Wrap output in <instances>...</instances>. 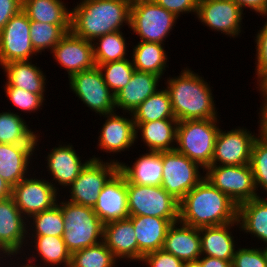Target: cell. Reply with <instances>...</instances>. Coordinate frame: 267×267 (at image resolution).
Here are the masks:
<instances>
[{
  "label": "cell",
  "mask_w": 267,
  "mask_h": 267,
  "mask_svg": "<svg viewBox=\"0 0 267 267\" xmlns=\"http://www.w3.org/2000/svg\"><path fill=\"white\" fill-rule=\"evenodd\" d=\"M170 96L172 110L178 121L221 119L214 103V96L202 75L191 68H184L179 75L164 80Z\"/></svg>",
  "instance_id": "obj_1"
},
{
  "label": "cell",
  "mask_w": 267,
  "mask_h": 267,
  "mask_svg": "<svg viewBox=\"0 0 267 267\" xmlns=\"http://www.w3.org/2000/svg\"><path fill=\"white\" fill-rule=\"evenodd\" d=\"M238 205L206 178L179 201V222L195 228L237 221Z\"/></svg>",
  "instance_id": "obj_2"
},
{
  "label": "cell",
  "mask_w": 267,
  "mask_h": 267,
  "mask_svg": "<svg viewBox=\"0 0 267 267\" xmlns=\"http://www.w3.org/2000/svg\"><path fill=\"white\" fill-rule=\"evenodd\" d=\"M79 2V3H78ZM71 8V31L87 41L130 28L132 0H80ZM125 23V24H124Z\"/></svg>",
  "instance_id": "obj_3"
},
{
  "label": "cell",
  "mask_w": 267,
  "mask_h": 267,
  "mask_svg": "<svg viewBox=\"0 0 267 267\" xmlns=\"http://www.w3.org/2000/svg\"><path fill=\"white\" fill-rule=\"evenodd\" d=\"M219 121V119L183 120L177 124L175 150L199 164L203 168V173L211 166L215 139L220 129Z\"/></svg>",
  "instance_id": "obj_4"
},
{
  "label": "cell",
  "mask_w": 267,
  "mask_h": 267,
  "mask_svg": "<svg viewBox=\"0 0 267 267\" xmlns=\"http://www.w3.org/2000/svg\"><path fill=\"white\" fill-rule=\"evenodd\" d=\"M61 211L64 219L63 239L71 253L103 241L104 224L93 208L63 199Z\"/></svg>",
  "instance_id": "obj_5"
},
{
  "label": "cell",
  "mask_w": 267,
  "mask_h": 267,
  "mask_svg": "<svg viewBox=\"0 0 267 267\" xmlns=\"http://www.w3.org/2000/svg\"><path fill=\"white\" fill-rule=\"evenodd\" d=\"M178 19L154 0H132L130 31L140 41L165 44Z\"/></svg>",
  "instance_id": "obj_6"
},
{
  "label": "cell",
  "mask_w": 267,
  "mask_h": 267,
  "mask_svg": "<svg viewBox=\"0 0 267 267\" xmlns=\"http://www.w3.org/2000/svg\"><path fill=\"white\" fill-rule=\"evenodd\" d=\"M78 177L67 188L70 195L67 201L93 208L98 196L108 180L119 170L120 161L116 158L100 159L93 155Z\"/></svg>",
  "instance_id": "obj_7"
},
{
  "label": "cell",
  "mask_w": 267,
  "mask_h": 267,
  "mask_svg": "<svg viewBox=\"0 0 267 267\" xmlns=\"http://www.w3.org/2000/svg\"><path fill=\"white\" fill-rule=\"evenodd\" d=\"M130 216L179 219V201L161 186L136 185L127 181Z\"/></svg>",
  "instance_id": "obj_8"
},
{
  "label": "cell",
  "mask_w": 267,
  "mask_h": 267,
  "mask_svg": "<svg viewBox=\"0 0 267 267\" xmlns=\"http://www.w3.org/2000/svg\"><path fill=\"white\" fill-rule=\"evenodd\" d=\"M204 175L213 187L228 195L237 205L260 196L250 164L211 165L204 170Z\"/></svg>",
  "instance_id": "obj_9"
},
{
  "label": "cell",
  "mask_w": 267,
  "mask_h": 267,
  "mask_svg": "<svg viewBox=\"0 0 267 267\" xmlns=\"http://www.w3.org/2000/svg\"><path fill=\"white\" fill-rule=\"evenodd\" d=\"M200 169L203 168L199 164L177 150L163 151L161 187L180 201L205 178Z\"/></svg>",
  "instance_id": "obj_10"
},
{
  "label": "cell",
  "mask_w": 267,
  "mask_h": 267,
  "mask_svg": "<svg viewBox=\"0 0 267 267\" xmlns=\"http://www.w3.org/2000/svg\"><path fill=\"white\" fill-rule=\"evenodd\" d=\"M69 89L97 115L109 114L115 109V95L103 80L98 66L71 75Z\"/></svg>",
  "instance_id": "obj_11"
},
{
  "label": "cell",
  "mask_w": 267,
  "mask_h": 267,
  "mask_svg": "<svg viewBox=\"0 0 267 267\" xmlns=\"http://www.w3.org/2000/svg\"><path fill=\"white\" fill-rule=\"evenodd\" d=\"M33 175L36 174L33 172L31 176L29 173V177H25L12 187L11 197L26 219L36 213L53 208L61 200L59 192L49 182L50 179Z\"/></svg>",
  "instance_id": "obj_12"
},
{
  "label": "cell",
  "mask_w": 267,
  "mask_h": 267,
  "mask_svg": "<svg viewBox=\"0 0 267 267\" xmlns=\"http://www.w3.org/2000/svg\"><path fill=\"white\" fill-rule=\"evenodd\" d=\"M30 19L20 10L0 31V66L13 61H29L37 56L31 43Z\"/></svg>",
  "instance_id": "obj_13"
},
{
  "label": "cell",
  "mask_w": 267,
  "mask_h": 267,
  "mask_svg": "<svg viewBox=\"0 0 267 267\" xmlns=\"http://www.w3.org/2000/svg\"><path fill=\"white\" fill-rule=\"evenodd\" d=\"M243 13L233 0H198L195 17L212 31L235 38L243 32Z\"/></svg>",
  "instance_id": "obj_14"
},
{
  "label": "cell",
  "mask_w": 267,
  "mask_h": 267,
  "mask_svg": "<svg viewBox=\"0 0 267 267\" xmlns=\"http://www.w3.org/2000/svg\"><path fill=\"white\" fill-rule=\"evenodd\" d=\"M258 135L259 132L252 133L246 127L237 126L229 131L220 128L215 139L211 165L250 164L252 145Z\"/></svg>",
  "instance_id": "obj_15"
},
{
  "label": "cell",
  "mask_w": 267,
  "mask_h": 267,
  "mask_svg": "<svg viewBox=\"0 0 267 267\" xmlns=\"http://www.w3.org/2000/svg\"><path fill=\"white\" fill-rule=\"evenodd\" d=\"M26 244L27 219L12 197L0 200V247L9 256L22 257Z\"/></svg>",
  "instance_id": "obj_16"
},
{
  "label": "cell",
  "mask_w": 267,
  "mask_h": 267,
  "mask_svg": "<svg viewBox=\"0 0 267 267\" xmlns=\"http://www.w3.org/2000/svg\"><path fill=\"white\" fill-rule=\"evenodd\" d=\"M53 58L68 74V78L78 72L96 66L93 43L67 32L51 51Z\"/></svg>",
  "instance_id": "obj_17"
},
{
  "label": "cell",
  "mask_w": 267,
  "mask_h": 267,
  "mask_svg": "<svg viewBox=\"0 0 267 267\" xmlns=\"http://www.w3.org/2000/svg\"><path fill=\"white\" fill-rule=\"evenodd\" d=\"M129 115H118L116 111L100 115V118L101 116L105 118L98 134L97 146L100 151L109 153L111 157L115 153L130 151L129 149L136 142V133L132 113Z\"/></svg>",
  "instance_id": "obj_18"
},
{
  "label": "cell",
  "mask_w": 267,
  "mask_h": 267,
  "mask_svg": "<svg viewBox=\"0 0 267 267\" xmlns=\"http://www.w3.org/2000/svg\"><path fill=\"white\" fill-rule=\"evenodd\" d=\"M62 144H58V147H53L50 149V152H47V156L45 155L47 164L46 172L48 171L52 179L50 183L59 193L60 189H66L72 184L81 173L82 169L92 159L90 157L84 161L80 158L81 156L76 153L72 144ZM56 184L60 186V189Z\"/></svg>",
  "instance_id": "obj_19"
},
{
  "label": "cell",
  "mask_w": 267,
  "mask_h": 267,
  "mask_svg": "<svg viewBox=\"0 0 267 267\" xmlns=\"http://www.w3.org/2000/svg\"><path fill=\"white\" fill-rule=\"evenodd\" d=\"M93 210L103 224L129 218L127 180L119 170L103 187Z\"/></svg>",
  "instance_id": "obj_20"
},
{
  "label": "cell",
  "mask_w": 267,
  "mask_h": 267,
  "mask_svg": "<svg viewBox=\"0 0 267 267\" xmlns=\"http://www.w3.org/2000/svg\"><path fill=\"white\" fill-rule=\"evenodd\" d=\"M40 135L36 144H3L0 143V176L12 187L29 176L33 156L38 150ZM31 161V162H30ZM31 163V164H30ZM30 167V170H29Z\"/></svg>",
  "instance_id": "obj_21"
},
{
  "label": "cell",
  "mask_w": 267,
  "mask_h": 267,
  "mask_svg": "<svg viewBox=\"0 0 267 267\" xmlns=\"http://www.w3.org/2000/svg\"><path fill=\"white\" fill-rule=\"evenodd\" d=\"M27 246L29 248L31 247L30 248L31 250L33 249L34 250L30 251V249ZM26 248L29 251L25 250L24 253L22 254L24 257V255H26L25 252H27L28 257L26 255L25 256L26 258L23 259H26L25 261L31 264L34 263V265L38 267H55V266L59 267L61 264L63 267H69L70 265L71 252L67 249L63 237L52 236V235L49 236L27 235ZM31 252L33 254H31Z\"/></svg>",
  "instance_id": "obj_22"
},
{
  "label": "cell",
  "mask_w": 267,
  "mask_h": 267,
  "mask_svg": "<svg viewBox=\"0 0 267 267\" xmlns=\"http://www.w3.org/2000/svg\"><path fill=\"white\" fill-rule=\"evenodd\" d=\"M135 236L130 218L104 224L103 242L119 262H138V242Z\"/></svg>",
  "instance_id": "obj_23"
},
{
  "label": "cell",
  "mask_w": 267,
  "mask_h": 267,
  "mask_svg": "<svg viewBox=\"0 0 267 267\" xmlns=\"http://www.w3.org/2000/svg\"><path fill=\"white\" fill-rule=\"evenodd\" d=\"M162 249L183 262L199 259L202 256L199 228L179 221L172 223L167 230Z\"/></svg>",
  "instance_id": "obj_24"
},
{
  "label": "cell",
  "mask_w": 267,
  "mask_h": 267,
  "mask_svg": "<svg viewBox=\"0 0 267 267\" xmlns=\"http://www.w3.org/2000/svg\"><path fill=\"white\" fill-rule=\"evenodd\" d=\"M138 242V263L145 254L162 249L166 233L172 223L179 219H164L153 216H129Z\"/></svg>",
  "instance_id": "obj_25"
},
{
  "label": "cell",
  "mask_w": 267,
  "mask_h": 267,
  "mask_svg": "<svg viewBox=\"0 0 267 267\" xmlns=\"http://www.w3.org/2000/svg\"><path fill=\"white\" fill-rule=\"evenodd\" d=\"M161 79L155 74L135 70L129 83L115 95L116 111L122 109L123 115L133 113L142 102L158 90Z\"/></svg>",
  "instance_id": "obj_26"
},
{
  "label": "cell",
  "mask_w": 267,
  "mask_h": 267,
  "mask_svg": "<svg viewBox=\"0 0 267 267\" xmlns=\"http://www.w3.org/2000/svg\"><path fill=\"white\" fill-rule=\"evenodd\" d=\"M128 166L119 163V171L129 183L136 185L161 186L163 169V151H146Z\"/></svg>",
  "instance_id": "obj_27"
},
{
  "label": "cell",
  "mask_w": 267,
  "mask_h": 267,
  "mask_svg": "<svg viewBox=\"0 0 267 267\" xmlns=\"http://www.w3.org/2000/svg\"><path fill=\"white\" fill-rule=\"evenodd\" d=\"M239 227L238 220L225 225L201 227V253L203 256L215 257L223 260H232L236 245L232 227ZM236 243V244H235Z\"/></svg>",
  "instance_id": "obj_28"
},
{
  "label": "cell",
  "mask_w": 267,
  "mask_h": 267,
  "mask_svg": "<svg viewBox=\"0 0 267 267\" xmlns=\"http://www.w3.org/2000/svg\"><path fill=\"white\" fill-rule=\"evenodd\" d=\"M134 124L136 142L140 136L141 142L143 141L144 146L147 147L146 151L162 152L175 150L177 119H163Z\"/></svg>",
  "instance_id": "obj_29"
},
{
  "label": "cell",
  "mask_w": 267,
  "mask_h": 267,
  "mask_svg": "<svg viewBox=\"0 0 267 267\" xmlns=\"http://www.w3.org/2000/svg\"><path fill=\"white\" fill-rule=\"evenodd\" d=\"M29 61H13L2 66L6 82L13 87H19L30 93L40 95L45 101L44 92L47 87L45 73L38 65ZM38 66V67H37Z\"/></svg>",
  "instance_id": "obj_30"
},
{
  "label": "cell",
  "mask_w": 267,
  "mask_h": 267,
  "mask_svg": "<svg viewBox=\"0 0 267 267\" xmlns=\"http://www.w3.org/2000/svg\"><path fill=\"white\" fill-rule=\"evenodd\" d=\"M257 197L238 205L237 220L240 232L251 234L267 246V199Z\"/></svg>",
  "instance_id": "obj_31"
},
{
  "label": "cell",
  "mask_w": 267,
  "mask_h": 267,
  "mask_svg": "<svg viewBox=\"0 0 267 267\" xmlns=\"http://www.w3.org/2000/svg\"><path fill=\"white\" fill-rule=\"evenodd\" d=\"M165 44L139 41L133 47L129 56L132 59L135 70L148 72L157 76H164L167 71L169 57L166 54Z\"/></svg>",
  "instance_id": "obj_32"
},
{
  "label": "cell",
  "mask_w": 267,
  "mask_h": 267,
  "mask_svg": "<svg viewBox=\"0 0 267 267\" xmlns=\"http://www.w3.org/2000/svg\"><path fill=\"white\" fill-rule=\"evenodd\" d=\"M62 0H22V10L30 21L71 24V10Z\"/></svg>",
  "instance_id": "obj_33"
},
{
  "label": "cell",
  "mask_w": 267,
  "mask_h": 267,
  "mask_svg": "<svg viewBox=\"0 0 267 267\" xmlns=\"http://www.w3.org/2000/svg\"><path fill=\"white\" fill-rule=\"evenodd\" d=\"M11 110L0 112V143L3 144H36L37 134L21 117Z\"/></svg>",
  "instance_id": "obj_34"
},
{
  "label": "cell",
  "mask_w": 267,
  "mask_h": 267,
  "mask_svg": "<svg viewBox=\"0 0 267 267\" xmlns=\"http://www.w3.org/2000/svg\"><path fill=\"white\" fill-rule=\"evenodd\" d=\"M163 88H159L149 96L132 113L134 123L176 119L172 110L169 93L165 87Z\"/></svg>",
  "instance_id": "obj_35"
},
{
  "label": "cell",
  "mask_w": 267,
  "mask_h": 267,
  "mask_svg": "<svg viewBox=\"0 0 267 267\" xmlns=\"http://www.w3.org/2000/svg\"><path fill=\"white\" fill-rule=\"evenodd\" d=\"M94 60L96 64L129 59V45L122 31L107 33L93 42Z\"/></svg>",
  "instance_id": "obj_36"
},
{
  "label": "cell",
  "mask_w": 267,
  "mask_h": 267,
  "mask_svg": "<svg viewBox=\"0 0 267 267\" xmlns=\"http://www.w3.org/2000/svg\"><path fill=\"white\" fill-rule=\"evenodd\" d=\"M64 219L61 201L49 210L30 216L27 219V235H43L63 237Z\"/></svg>",
  "instance_id": "obj_37"
},
{
  "label": "cell",
  "mask_w": 267,
  "mask_h": 267,
  "mask_svg": "<svg viewBox=\"0 0 267 267\" xmlns=\"http://www.w3.org/2000/svg\"><path fill=\"white\" fill-rule=\"evenodd\" d=\"M71 31V24H49L39 21L30 22V37L33 48L40 55L51 51L61 38Z\"/></svg>",
  "instance_id": "obj_38"
},
{
  "label": "cell",
  "mask_w": 267,
  "mask_h": 267,
  "mask_svg": "<svg viewBox=\"0 0 267 267\" xmlns=\"http://www.w3.org/2000/svg\"><path fill=\"white\" fill-rule=\"evenodd\" d=\"M112 251L100 243L71 253L69 267H117Z\"/></svg>",
  "instance_id": "obj_39"
},
{
  "label": "cell",
  "mask_w": 267,
  "mask_h": 267,
  "mask_svg": "<svg viewBox=\"0 0 267 267\" xmlns=\"http://www.w3.org/2000/svg\"><path fill=\"white\" fill-rule=\"evenodd\" d=\"M96 66H98L104 82L114 95L129 83L130 78L135 71L131 59L96 64Z\"/></svg>",
  "instance_id": "obj_40"
},
{
  "label": "cell",
  "mask_w": 267,
  "mask_h": 267,
  "mask_svg": "<svg viewBox=\"0 0 267 267\" xmlns=\"http://www.w3.org/2000/svg\"><path fill=\"white\" fill-rule=\"evenodd\" d=\"M250 165L256 191L266 192L267 196V140L260 134L252 145Z\"/></svg>",
  "instance_id": "obj_41"
},
{
  "label": "cell",
  "mask_w": 267,
  "mask_h": 267,
  "mask_svg": "<svg viewBox=\"0 0 267 267\" xmlns=\"http://www.w3.org/2000/svg\"><path fill=\"white\" fill-rule=\"evenodd\" d=\"M4 91L12 106L27 114L35 113L44 107L45 100L38 94L10 86L7 82L5 83Z\"/></svg>",
  "instance_id": "obj_42"
},
{
  "label": "cell",
  "mask_w": 267,
  "mask_h": 267,
  "mask_svg": "<svg viewBox=\"0 0 267 267\" xmlns=\"http://www.w3.org/2000/svg\"><path fill=\"white\" fill-rule=\"evenodd\" d=\"M231 267H267L262 247H237L231 261Z\"/></svg>",
  "instance_id": "obj_43"
},
{
  "label": "cell",
  "mask_w": 267,
  "mask_h": 267,
  "mask_svg": "<svg viewBox=\"0 0 267 267\" xmlns=\"http://www.w3.org/2000/svg\"><path fill=\"white\" fill-rule=\"evenodd\" d=\"M261 30L255 34V77L256 79L267 70V17Z\"/></svg>",
  "instance_id": "obj_44"
},
{
  "label": "cell",
  "mask_w": 267,
  "mask_h": 267,
  "mask_svg": "<svg viewBox=\"0 0 267 267\" xmlns=\"http://www.w3.org/2000/svg\"><path fill=\"white\" fill-rule=\"evenodd\" d=\"M141 265L147 267H184L185 262L163 249L145 254Z\"/></svg>",
  "instance_id": "obj_45"
},
{
  "label": "cell",
  "mask_w": 267,
  "mask_h": 267,
  "mask_svg": "<svg viewBox=\"0 0 267 267\" xmlns=\"http://www.w3.org/2000/svg\"><path fill=\"white\" fill-rule=\"evenodd\" d=\"M169 12L181 17V14H197L198 0H154Z\"/></svg>",
  "instance_id": "obj_46"
},
{
  "label": "cell",
  "mask_w": 267,
  "mask_h": 267,
  "mask_svg": "<svg viewBox=\"0 0 267 267\" xmlns=\"http://www.w3.org/2000/svg\"><path fill=\"white\" fill-rule=\"evenodd\" d=\"M20 10H22V0H0V31Z\"/></svg>",
  "instance_id": "obj_47"
},
{
  "label": "cell",
  "mask_w": 267,
  "mask_h": 267,
  "mask_svg": "<svg viewBox=\"0 0 267 267\" xmlns=\"http://www.w3.org/2000/svg\"><path fill=\"white\" fill-rule=\"evenodd\" d=\"M244 12V8L267 17V0H233Z\"/></svg>",
  "instance_id": "obj_48"
},
{
  "label": "cell",
  "mask_w": 267,
  "mask_h": 267,
  "mask_svg": "<svg viewBox=\"0 0 267 267\" xmlns=\"http://www.w3.org/2000/svg\"><path fill=\"white\" fill-rule=\"evenodd\" d=\"M199 259L201 260L202 267H231L232 261L203 255Z\"/></svg>",
  "instance_id": "obj_49"
},
{
  "label": "cell",
  "mask_w": 267,
  "mask_h": 267,
  "mask_svg": "<svg viewBox=\"0 0 267 267\" xmlns=\"http://www.w3.org/2000/svg\"><path fill=\"white\" fill-rule=\"evenodd\" d=\"M260 112H258L259 121H258V131L259 134L267 140V104L260 106Z\"/></svg>",
  "instance_id": "obj_50"
},
{
  "label": "cell",
  "mask_w": 267,
  "mask_h": 267,
  "mask_svg": "<svg viewBox=\"0 0 267 267\" xmlns=\"http://www.w3.org/2000/svg\"><path fill=\"white\" fill-rule=\"evenodd\" d=\"M257 88L256 90H258L261 94L260 96H262L261 100H262V105L267 104V70L264 71L258 78H257ZM264 99V100H263Z\"/></svg>",
  "instance_id": "obj_51"
},
{
  "label": "cell",
  "mask_w": 267,
  "mask_h": 267,
  "mask_svg": "<svg viewBox=\"0 0 267 267\" xmlns=\"http://www.w3.org/2000/svg\"><path fill=\"white\" fill-rule=\"evenodd\" d=\"M13 257V258H12ZM9 258H10V260H9ZM16 258V259H15ZM13 259H14V261H13ZM21 258L19 257V256H9L8 258H7V260L5 261V265H4V267H12V265H13V267H16V266H18L19 264V266L18 267H38V266H36V265H34V264H31V263H29V262H27V261H25V259L23 260V257H22V259L20 260ZM17 260V262L15 263V261ZM19 260V261H18ZM14 263H13V262ZM21 261V262H20ZM24 263H23V262ZM20 262V263H19ZM26 262V263H25ZM11 263V264H10ZM13 263V264H12ZM15 264V265H14ZM10 265V266H9Z\"/></svg>",
  "instance_id": "obj_52"
},
{
  "label": "cell",
  "mask_w": 267,
  "mask_h": 267,
  "mask_svg": "<svg viewBox=\"0 0 267 267\" xmlns=\"http://www.w3.org/2000/svg\"><path fill=\"white\" fill-rule=\"evenodd\" d=\"M12 195V186L0 176V200L7 199Z\"/></svg>",
  "instance_id": "obj_53"
},
{
  "label": "cell",
  "mask_w": 267,
  "mask_h": 267,
  "mask_svg": "<svg viewBox=\"0 0 267 267\" xmlns=\"http://www.w3.org/2000/svg\"><path fill=\"white\" fill-rule=\"evenodd\" d=\"M184 267H202V263L200 259H196L185 262Z\"/></svg>",
  "instance_id": "obj_54"
},
{
  "label": "cell",
  "mask_w": 267,
  "mask_h": 267,
  "mask_svg": "<svg viewBox=\"0 0 267 267\" xmlns=\"http://www.w3.org/2000/svg\"><path fill=\"white\" fill-rule=\"evenodd\" d=\"M9 257V255L0 247V267H4L6 259ZM5 258V259H4ZM3 264H2V263Z\"/></svg>",
  "instance_id": "obj_55"
},
{
  "label": "cell",
  "mask_w": 267,
  "mask_h": 267,
  "mask_svg": "<svg viewBox=\"0 0 267 267\" xmlns=\"http://www.w3.org/2000/svg\"><path fill=\"white\" fill-rule=\"evenodd\" d=\"M262 248H263V250H264V254H265V257H266V260H267V246L262 247Z\"/></svg>",
  "instance_id": "obj_56"
}]
</instances>
